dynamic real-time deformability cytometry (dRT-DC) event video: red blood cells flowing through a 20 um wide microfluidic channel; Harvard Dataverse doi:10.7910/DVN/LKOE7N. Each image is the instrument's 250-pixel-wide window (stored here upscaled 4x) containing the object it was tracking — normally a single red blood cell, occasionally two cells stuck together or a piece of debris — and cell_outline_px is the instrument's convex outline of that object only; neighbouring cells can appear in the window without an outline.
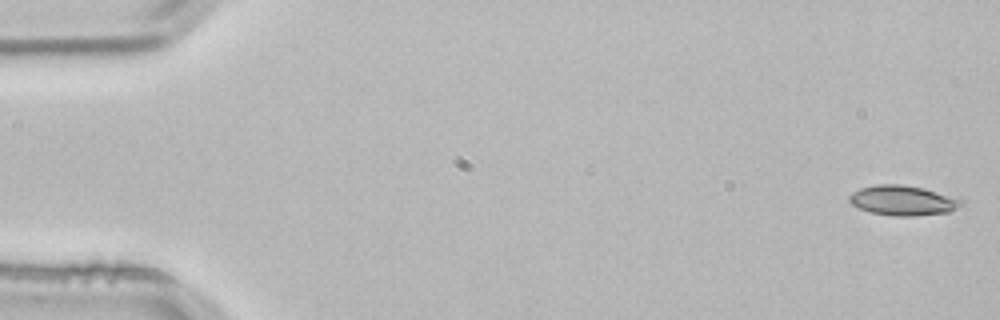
{"species": "common noctule bat (a hibernating species)", "species_latin": "Nyctalus noctula", "temperature_condition": "room temperature", "stored_images_in_passage": 4, "camera_frame_rate_fps": 3000, "um_per_image_px": 0.085, "animal": {"sex": "male", "body_mass_g": 21.5, "forearm_length_mm": 52.0}, "frame": {"image": 1, "passage_image": 1, "time_ms": 0.0, "image_size_px": [1000, 320], "cell_outline_px": [[964, 204], [948, 212], [912, 216], [896, 216], [868, 212], [852, 204], [848, 200], [848, 196], [852, 192], [860, 188], [876, 184], [900, 184], [924, 188], [964, 200]], "centroid_in_image_um": [76.72, 17.03], "position_along_channel_um": 8.3, "area_um2": 19.54}}